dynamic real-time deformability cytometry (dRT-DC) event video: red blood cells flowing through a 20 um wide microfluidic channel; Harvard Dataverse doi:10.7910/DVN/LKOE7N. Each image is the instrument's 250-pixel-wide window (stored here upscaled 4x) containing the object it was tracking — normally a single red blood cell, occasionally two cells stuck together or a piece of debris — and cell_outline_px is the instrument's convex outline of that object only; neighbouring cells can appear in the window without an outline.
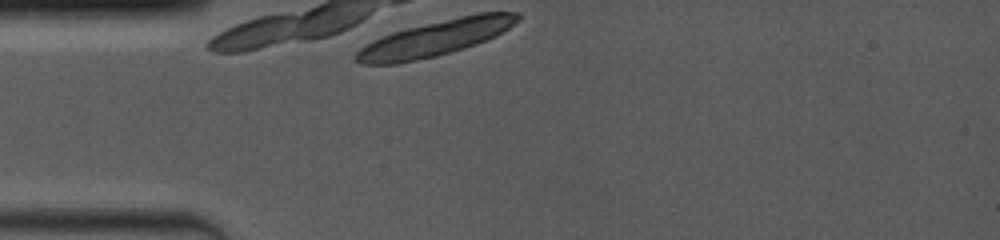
{"species": "common noctule bat (a hibernating species)", "species_latin": "Nyctalus noctula", "temperature_condition": "room temperature", "stored_images_in_passage": 1, "camera_frame_rate_fps": 4000, "um_per_image_px": 0.085, "animal": {"sex": "female", "body_mass_g": 19.0, "forearm_length_mm": 53.3}, "frame": {"image": 1, "passage_image": 1, "time_ms": 0.0, "image_size_px": [1000, 240], "cell_outline_px": [[520, 16], [508, 28], [496, 36], [476, 44], [464, 48], [436, 56], [396, 64], [364, 64], [356, 60], [352, 56], [360, 48], [372, 40], [392, 32], [408, 28], [476, 12], [520, 12]], "centroid_in_image_um": [36.98, 3.24], "position_along_channel_um": 48.0, "area_um2": 33.23}}